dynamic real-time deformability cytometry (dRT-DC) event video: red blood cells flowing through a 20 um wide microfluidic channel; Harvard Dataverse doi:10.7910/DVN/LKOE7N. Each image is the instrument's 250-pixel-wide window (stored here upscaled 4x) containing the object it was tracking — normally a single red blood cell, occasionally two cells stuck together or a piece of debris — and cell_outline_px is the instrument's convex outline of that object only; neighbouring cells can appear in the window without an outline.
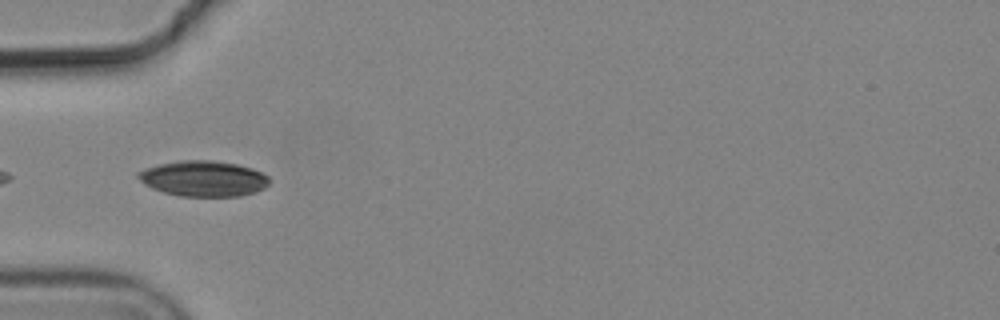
{"species": "common noctule bat (a hibernating species)", "species_latin": "Nyctalus noctula", "temperature_condition": "cold", "stored_images_in_passage": 8, "camera_frame_rate_fps": 3000, "um_per_image_px": 0.085, "animal": {"sex": "male", "body_mass_g": 19.2, "forearm_length_mm": 51.8}, "frame": {"image": 1, "passage_image": 3, "time_ms": 0.667, "image_size_px": [1000, 320], "cell_outline_px": [[268, 184], [264, 188], [256, 192], [240, 196], [180, 196], [164, 192], [152, 188], [144, 184], [136, 176], [136, 172], [144, 168], [176, 160], [212, 160], [236, 164], [252, 168], [268, 176]], "centroid_in_image_um": [17.26, 15.17], "position_along_channel_um": 67.7, "area_um2": 27.28}}
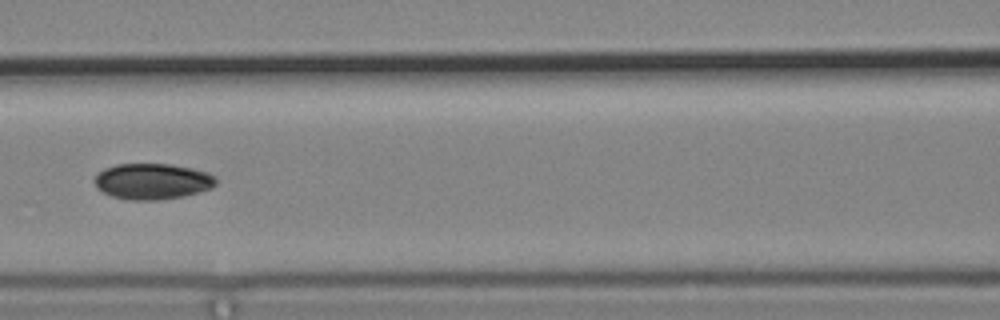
{"frame": {"image": 2, "passage_image": 5, "time_ms": 1.333, "image_size_px": [1000, 320], "cell_outline_px": [[216, 184], [212, 188], [184, 196], [156, 200], [132, 200], [112, 196], [96, 188], [92, 180], [96, 172], [104, 168], [116, 164], [172, 164], [192, 168], [208, 172], [216, 176]], "centroid_in_image_um": [12.93, 15.4], "position_along_channel_um": 153.7, "area_um2": 25.72}}
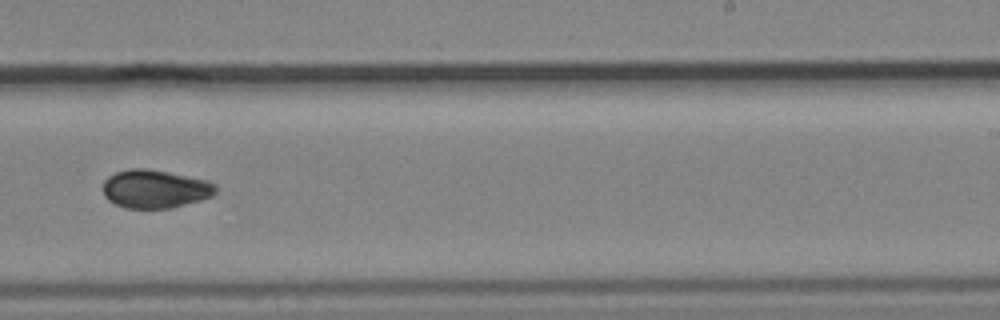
{"frame": {"image": 3, "passage_image": 8, "time_ms": 2.333, "image_size_px": [1000, 320], "cell_outline_px": [[216, 192], [212, 196], [200, 200], [172, 208], [124, 208], [108, 200], [104, 196], [104, 180], [108, 176], [116, 172], [128, 168], [144, 168], [168, 172], [208, 180], [216, 184]], "centroid_in_image_um": [13.18, 16.05], "position_along_channel_um": 275.8, "area_um2": 25.26}}